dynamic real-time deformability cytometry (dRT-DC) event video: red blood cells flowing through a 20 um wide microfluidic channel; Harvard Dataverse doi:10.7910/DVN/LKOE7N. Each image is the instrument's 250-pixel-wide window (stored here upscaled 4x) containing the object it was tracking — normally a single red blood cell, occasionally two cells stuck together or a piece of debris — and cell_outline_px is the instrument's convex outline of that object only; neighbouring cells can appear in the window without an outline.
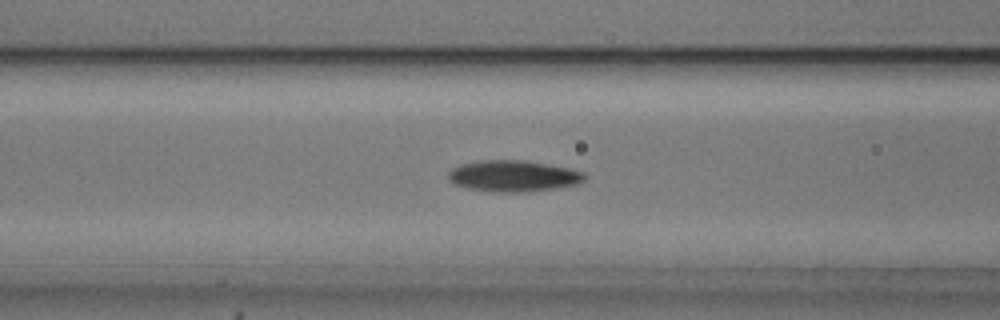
{"species": "common noctule bat (a hibernating species)", "species_latin": "Nyctalus noctula", "temperature_condition": "cold", "stored_images_in_passage": 43, "camera_frame_rate_fps": 3000, "um_per_image_px": 0.085, "animal": {"sex": "male", "body_mass_g": 20.5, "forearm_length_mm": 52.5}, "frame": {"image": 1, "passage_image": 16, "time_ms": 5.0, "image_size_px": [1000, 320], "cell_outline_px": [[588, 176], [584, 180], [576, 184], [528, 192], [492, 192], [472, 188], [456, 184], [448, 176], [448, 172], [452, 168], [460, 164], [480, 160], [524, 160], [548, 164], [568, 168], [584, 172]], "centroid_in_image_um": [43.66, 14.95], "position_along_channel_um": 122.9, "area_um2": 24.62}}
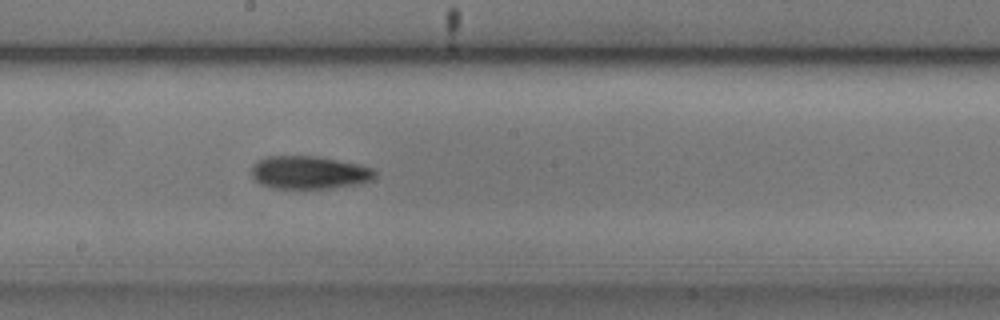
{"frame": {"image": 2, "passage_image": 24, "time_ms": 7.667, "image_size_px": [1000, 320], "cell_outline_px": [[376, 176], [372, 180], [364, 184], [332, 188], [272, 188], [260, 184], [252, 176], [252, 164], [256, 160], [268, 156], [320, 156], [360, 164], [376, 168]], "centroid_in_image_um": [26.34, 14.66], "position_along_channel_um": 221.9, "area_um2": 24.28}}
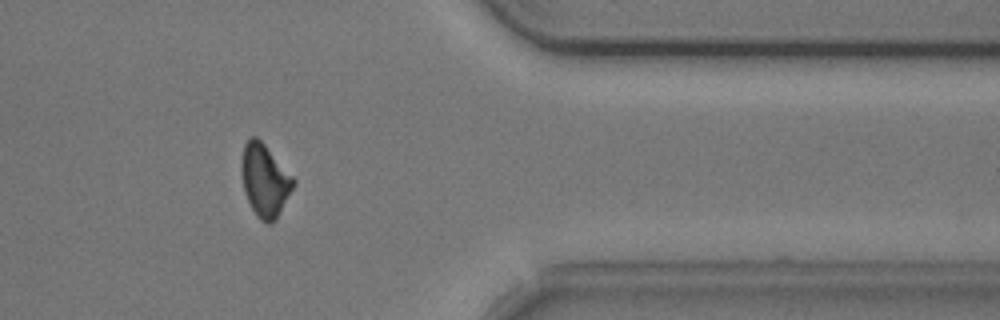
{"frame": {"image": 3, "passage_image": 39, "time_ms": 12.667, "image_size_px": [1000, 320], "cell_outline_px": [[296, 184], [276, 220], [268, 224], [260, 220], [256, 216], [244, 192], [240, 168], [240, 164], [244, 144], [252, 136], [256, 136], [264, 144], [296, 180]], "centroid_in_image_um": [22.5, 15.35], "position_along_channel_um": 388.9, "area_um2": 22.02}, "authors_computed_cell_mechanics": {"area_um2": 23.0044, "velocity_mm_per_s": 3.7012, "shape_relaxation_time_tau1_ms": 3.385, "shape_relaxation_time_tau2_ms": 9.0344, "deformation_change_tau1": 0.125, "deformation_change_tau2": 0.1739}}